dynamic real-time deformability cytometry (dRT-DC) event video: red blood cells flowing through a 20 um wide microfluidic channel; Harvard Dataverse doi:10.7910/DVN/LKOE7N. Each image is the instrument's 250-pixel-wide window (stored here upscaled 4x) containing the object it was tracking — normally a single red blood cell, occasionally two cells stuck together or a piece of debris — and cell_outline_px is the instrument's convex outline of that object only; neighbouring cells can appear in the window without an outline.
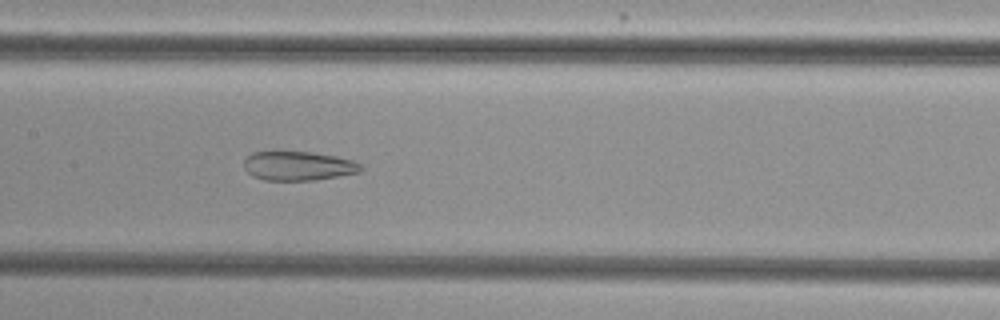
{"species": "common noctule bat (a hibernating species)", "species_latin": "Nyctalus noctula", "temperature_condition": "cold", "stored_images_in_passage": 47, "camera_frame_rate_fps": 3000, "um_per_image_px": 0.085, "animal": {"sex": "female", "body_mass_g": 29.2, "forearm_length_mm": 56.3}, "frame": {"image": 1, "passage_image": 26, "time_ms": 8.333, "image_size_px": [1000, 320], "cell_outline_px": [[364, 168], [360, 172], [340, 176], [316, 180], [264, 180], [252, 176], [244, 168], [244, 160], [252, 152], [312, 152], [336, 156], [352, 160], [360, 164]], "centroid_in_image_um": [25.37, 14.11], "position_along_channel_um": 182.0, "area_um2": 19.88}}
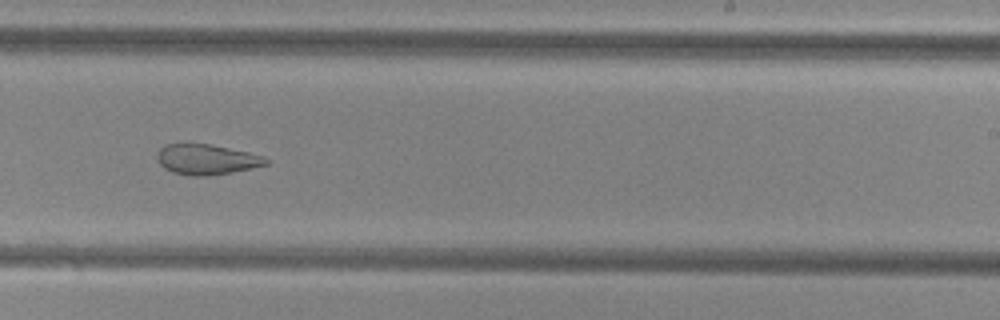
{"frame": {"image": 2, "passage_image": 33, "time_ms": 10.667, "image_size_px": [1000, 320], "cell_outline_px": [[272, 160], [268, 164], [232, 172], [208, 176], [192, 176], [172, 172], [164, 168], [160, 164], [156, 156], [156, 152], [164, 144], [184, 140], [208, 144], [248, 152], [264, 156]], "centroid_in_image_um": [17.5, 13.51], "position_along_channel_um": 271.5, "area_um2": 19.88}}
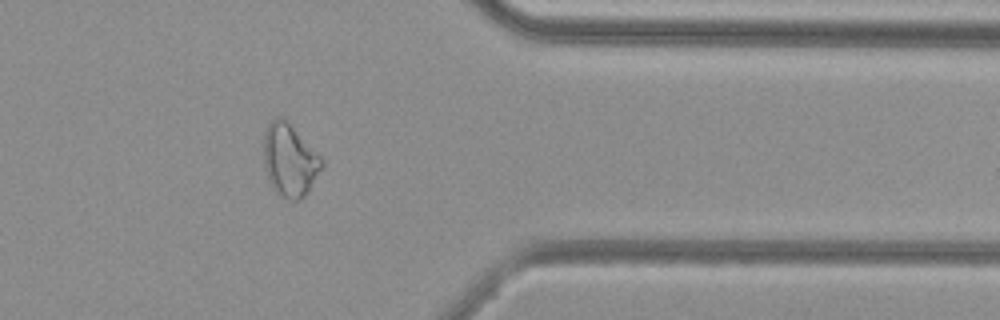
{"frame": {"image": 3, "passage_image": 43, "time_ms": 14.0, "image_size_px": [1000, 320], "cell_outline_px": [[324, 168], [308, 192], [300, 200], [288, 200], [276, 192], [268, 180], [264, 164], [264, 132], [268, 124], [276, 116], [280, 116], [288, 120], [324, 160]], "centroid_in_image_um": [24.65, 13.61], "position_along_channel_um": 386.8, "area_um2": 24.97}}